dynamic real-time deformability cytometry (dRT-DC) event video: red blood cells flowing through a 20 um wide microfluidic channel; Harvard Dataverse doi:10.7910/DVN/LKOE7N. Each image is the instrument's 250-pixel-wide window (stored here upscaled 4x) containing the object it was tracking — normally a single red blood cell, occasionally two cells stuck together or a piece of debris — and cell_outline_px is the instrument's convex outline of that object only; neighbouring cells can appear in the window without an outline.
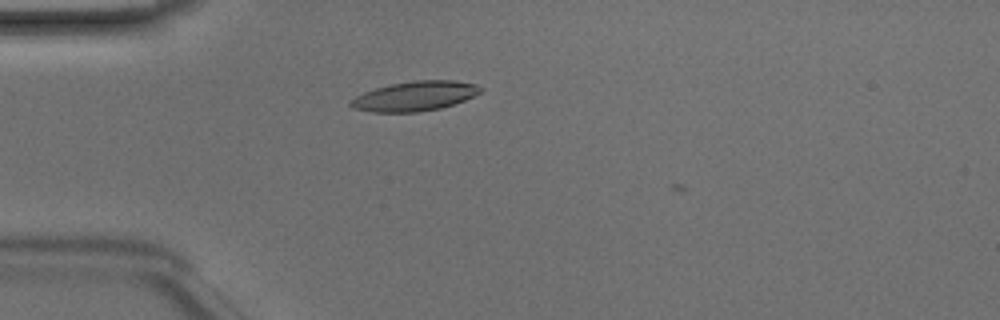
{"species": "Egyptian fruit bat (a non-hibernating species)", "species_latin": "Rousettus aegyptiacus", "temperature_condition": "room temperature", "stored_images_in_passage": 6, "camera_frame_rate_fps": 3000, "um_per_image_px": 0.085, "animal": {"sex": "male"}, "frame": {"image": 1, "passage_image": 4, "time_ms": 1.0, "image_size_px": [1000, 320], "cell_outline_px": [[484, 88], [480, 92], [464, 100], [440, 108], [416, 112], [372, 112], [352, 108], [348, 104], [356, 96], [364, 92], [376, 88], [392, 84], [416, 80], [452, 80], [476, 84]], "centroid_in_image_um": [35.25, 8.17], "position_along_channel_um": 49.8, "area_um2": 22.2}}